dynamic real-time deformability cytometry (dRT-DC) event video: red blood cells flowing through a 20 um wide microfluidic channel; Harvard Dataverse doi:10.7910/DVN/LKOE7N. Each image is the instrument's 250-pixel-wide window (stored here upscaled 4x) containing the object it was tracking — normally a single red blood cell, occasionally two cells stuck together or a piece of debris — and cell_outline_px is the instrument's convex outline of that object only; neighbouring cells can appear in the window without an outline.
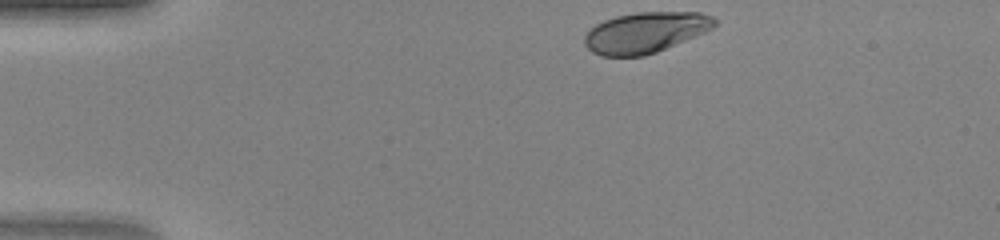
{"species": "human", "species_latin": "Homo sapiens", "temperature_condition": "warm", "stored_images_in_passage": 12, "camera_frame_rate_fps": 3000, "um_per_image_px": 0.085, "donor": {"sex": "female"}, "frame": {"image": 1, "passage_image": 1, "time_ms": 0.0, "image_size_px": [1000, 240], "cell_outline_px": [[716, 24], [712, 28], [704, 32], [656, 52], [644, 56], [600, 56], [592, 52], [584, 44], [584, 36], [596, 24], [604, 20], [616, 16], [636, 12], [700, 12], [712, 16], [716, 20]], "centroid_in_image_um": [54.84, 2.76], "position_along_channel_um": 30.2, "area_um2": 30.69}}
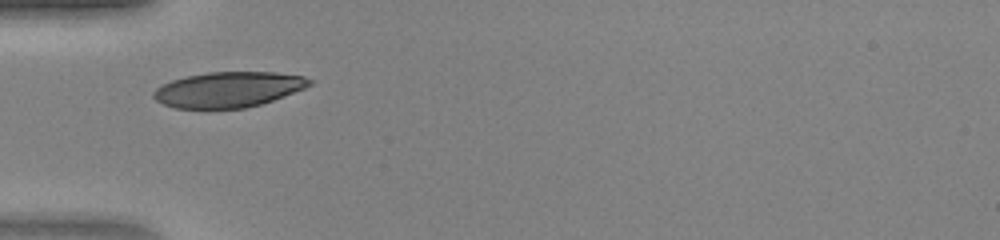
{"frame": {"image": 2, "passage_image": 8, "time_ms": 2.333, "image_size_px": [1000, 240], "cell_outline_px": [[316, 80], [312, 84], [304, 88], [272, 100], [260, 104], [244, 108], [176, 108], [164, 104], [156, 100], [152, 96], [152, 92], [160, 84], [172, 80], [188, 76], [208, 72], [276, 72], [304, 76]], "centroid_in_image_um": [19.41, 7.6], "position_along_channel_um": 65.6, "area_um2": 32.14}}
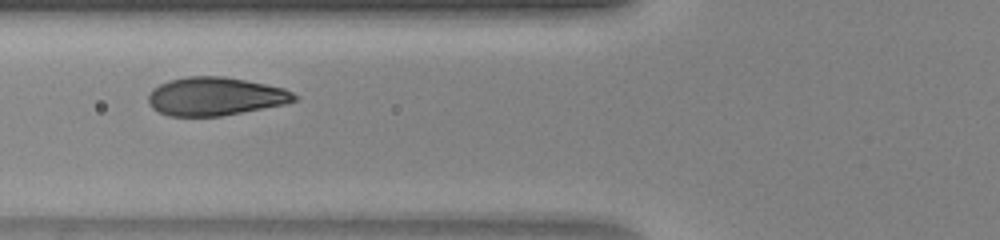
{"frame": {"image": 3, "passage_image": 11, "time_ms": 3.333, "image_size_px": [1000, 240], "cell_outline_px": [[300, 96], [296, 100], [284, 104], [220, 116], [168, 116], [152, 108], [148, 104], [148, 96], [152, 88], [160, 84], [172, 80], [188, 76], [224, 76], [284, 88]], "centroid_in_image_um": [18.28, 8.19], "position_along_channel_um": 107.5, "area_um2": 32.43}}